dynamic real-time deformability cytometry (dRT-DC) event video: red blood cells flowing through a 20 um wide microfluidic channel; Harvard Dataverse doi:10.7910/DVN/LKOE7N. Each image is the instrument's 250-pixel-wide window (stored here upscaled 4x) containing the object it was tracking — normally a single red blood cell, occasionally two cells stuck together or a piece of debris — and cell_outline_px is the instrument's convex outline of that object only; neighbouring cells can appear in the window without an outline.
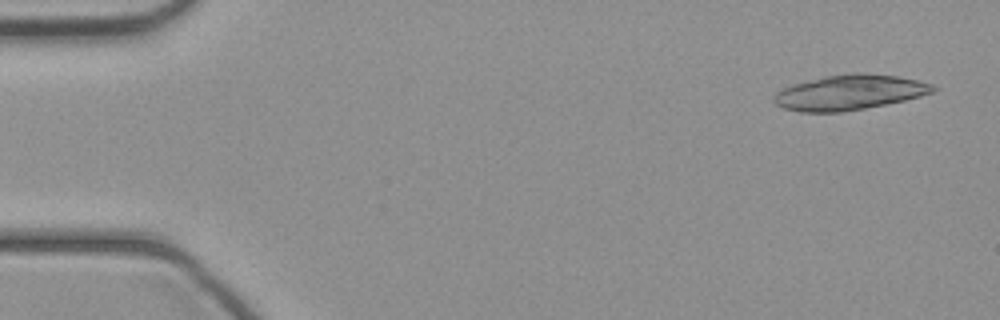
{"species": "common noctule bat (a hibernating species)", "species_latin": "Nyctalus noctula", "temperature_condition": "cold", "stored_images_in_passage": 15, "camera_frame_rate_fps": 3000, "um_per_image_px": 0.085, "animal": {"sex": "female", "body_mass_g": 21.9}, "frame": {"image": 1, "passage_image": 2, "time_ms": 0.333, "image_size_px": [1000, 320], "cell_outline_px": [[936, 88], [932, 92], [920, 96], [904, 100], [864, 108], [840, 112], [800, 112], [784, 108], [776, 104], [772, 100], [772, 96], [776, 92], [792, 84], [824, 76], [852, 72], [864, 72], [900, 76], [932, 84]], "centroid_in_image_um": [72.17, 7.84], "position_along_channel_um": 12.8, "area_um2": 32.54}}